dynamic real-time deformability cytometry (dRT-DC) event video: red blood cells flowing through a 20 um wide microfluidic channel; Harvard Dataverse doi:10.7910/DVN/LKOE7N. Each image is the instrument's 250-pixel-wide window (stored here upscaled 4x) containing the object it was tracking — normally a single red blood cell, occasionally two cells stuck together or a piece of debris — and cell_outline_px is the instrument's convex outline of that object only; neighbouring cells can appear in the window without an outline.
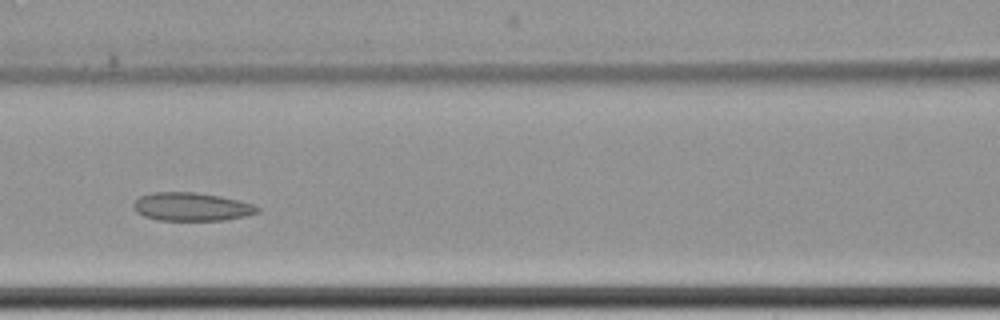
{"species": "common noctule bat (a hibernating species)", "species_latin": "Nyctalus noctula", "temperature_condition": "cold", "stored_images_in_passage": 13, "camera_frame_rate_fps": 3000, "um_per_image_px": 0.085, "animal": {"sex": "female", "body_mass_g": 22.7, "forearm_length_mm": 54.2}, "frame": {"image": 1, "passage_image": 6, "time_ms": 7.0, "image_size_px": [1000, 320], "cell_outline_px": [[260, 212], [244, 216], [224, 220], [156, 220], [144, 216], [136, 212], [132, 208], [132, 204], [140, 196], [152, 192], [196, 192], [220, 196], [240, 200], [252, 204], [260, 208]], "centroid_in_image_um": [16.26, 17.57], "position_along_channel_um": 150.3, "area_um2": 20.58}}
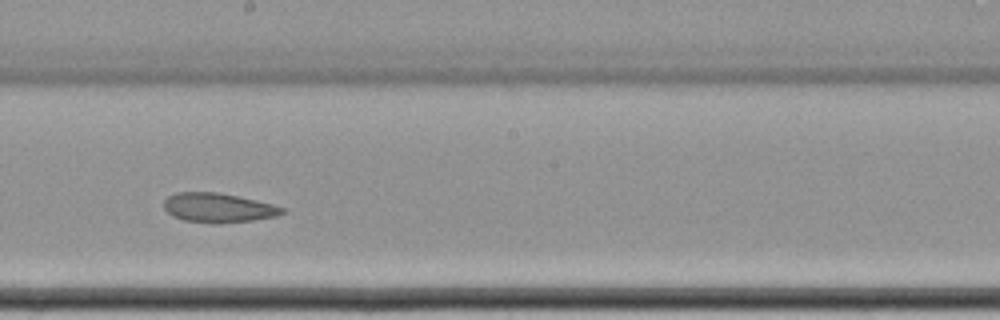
{"frame": {"image": 2, "passage_image": 8, "time_ms": 9.333, "image_size_px": [1000, 320], "cell_outline_px": [[284, 212], [276, 216], [252, 220], [220, 224], [212, 224], [184, 220], [172, 216], [164, 208], [164, 200], [168, 196], [176, 192], [216, 192], [256, 200], [272, 204], [284, 208]], "centroid_in_image_um": [18.51, 17.67], "position_along_channel_um": 229.7, "area_um2": 20.23}}
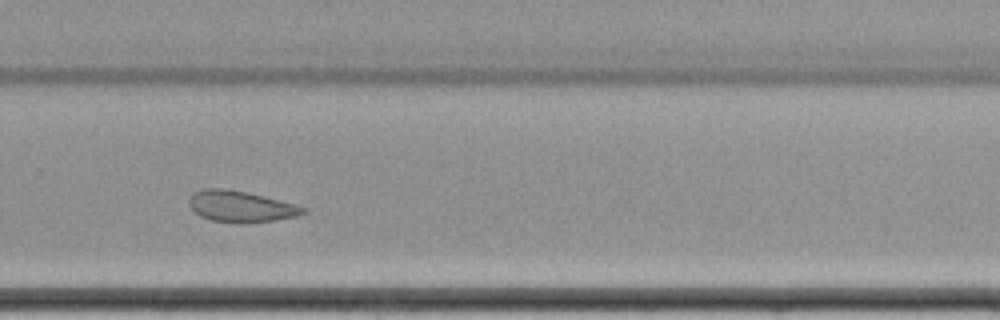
{"frame": {"image": 3, "passage_image": 10, "time_ms": 11.667, "image_size_px": [1000, 320], "cell_outline_px": [[308, 212], [296, 216], [272, 220], [240, 224], [236, 224], [212, 220], [200, 216], [192, 212], [188, 204], [188, 200], [192, 192], [204, 188], [224, 188], [244, 192], [296, 204], [308, 208]], "centroid_in_image_um": [20.41, 17.56], "position_along_channel_um": 309.4, "area_um2": 20.92}}